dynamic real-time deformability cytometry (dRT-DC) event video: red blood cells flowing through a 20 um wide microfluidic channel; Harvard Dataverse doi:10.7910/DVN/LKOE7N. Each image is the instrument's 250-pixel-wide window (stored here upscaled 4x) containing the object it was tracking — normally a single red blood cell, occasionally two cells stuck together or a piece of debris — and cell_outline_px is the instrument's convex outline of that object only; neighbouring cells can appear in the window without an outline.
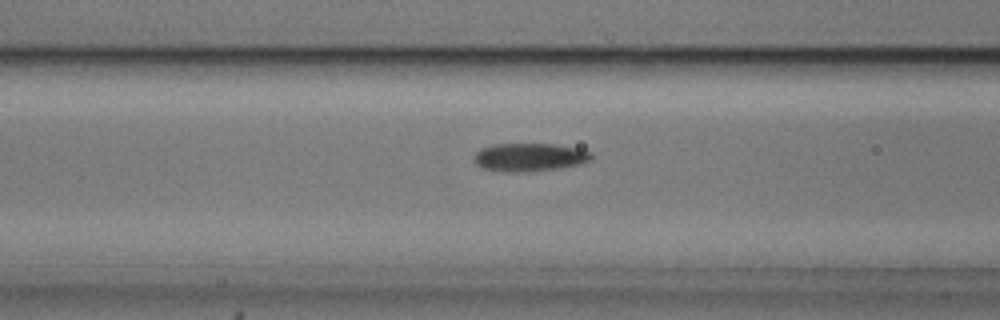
{"species": "common noctule bat (a hibernating species)", "species_latin": "Nyctalus noctula", "temperature_condition": "cold", "stored_images_in_passage": 45, "camera_frame_rate_fps": 3000, "um_per_image_px": 0.085, "animal": {"sex": "male", "body_mass_g": 20.5, "forearm_length_mm": 52.5}, "frame": {"image": 1, "passage_image": 12, "time_ms": 3.667, "image_size_px": [1000, 320], "cell_outline_px": [[592, 160], [584, 164], [560, 168], [520, 172], [508, 172], [484, 168], [476, 164], [476, 152], [480, 148], [492, 144], [552, 144], [580, 148], [592, 152]], "centroid_in_image_um": [45.08, 13.35], "position_along_channel_um": 121.5, "area_um2": 19.31}}
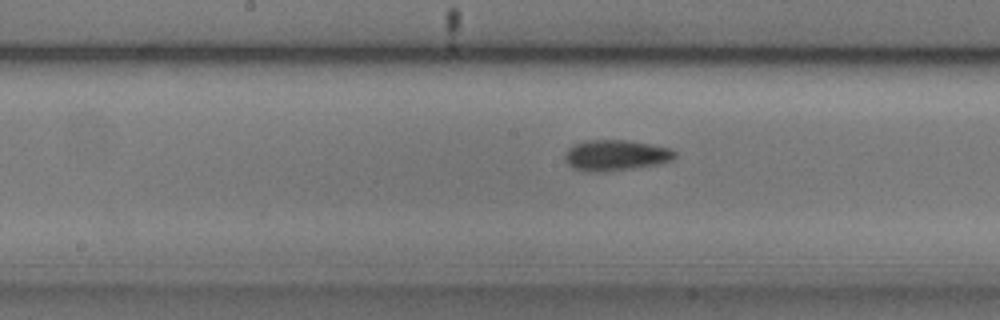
{"frame": {"image": 2, "passage_image": 18, "time_ms": 5.667, "image_size_px": [1000, 320], "cell_outline_px": [[676, 156], [672, 160], [660, 164], [612, 172], [588, 172], [572, 168], [564, 160], [564, 156], [568, 148], [572, 144], [584, 140], [628, 140], [652, 144], [672, 148], [676, 152]], "centroid_in_image_um": [52.33, 13.21], "position_along_channel_um": 195.9, "area_um2": 20.35}}
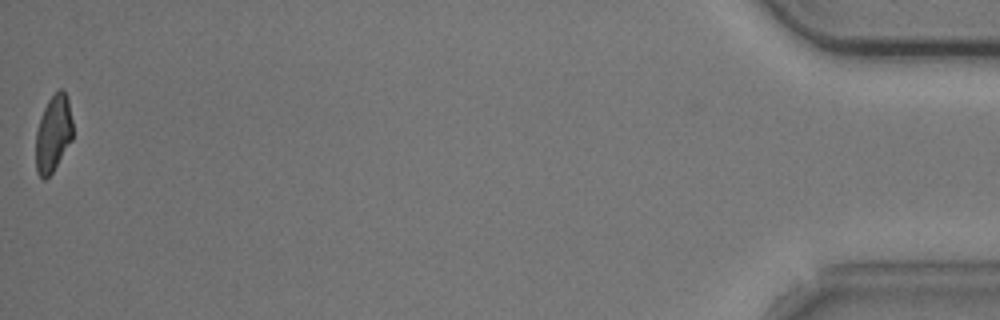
{"frame": {"image": 3, "passage_image": 45, "time_ms": 14.667, "image_size_px": [1000, 320], "cell_outline_px": [[72, 140], [52, 172], [44, 180], [36, 172], [36, 132], [44, 108], [48, 100], [60, 88], [68, 96], [72, 120]], "centroid_in_image_um": [4.53, 11.35], "position_along_channel_um": 430.7, "area_um2": 16.36}, "authors_computed_cell_mechanics": {"area_um2": 18.4382, "velocity_mm_per_s": 3.6975, "shape_relaxation_time_tau1_ms": 2.9682, "shape_relaxation_time_tau2_ms": 4.8272, "deformation_change_tau1": 0.1132, "deformation_change_tau2": 0.1037}}